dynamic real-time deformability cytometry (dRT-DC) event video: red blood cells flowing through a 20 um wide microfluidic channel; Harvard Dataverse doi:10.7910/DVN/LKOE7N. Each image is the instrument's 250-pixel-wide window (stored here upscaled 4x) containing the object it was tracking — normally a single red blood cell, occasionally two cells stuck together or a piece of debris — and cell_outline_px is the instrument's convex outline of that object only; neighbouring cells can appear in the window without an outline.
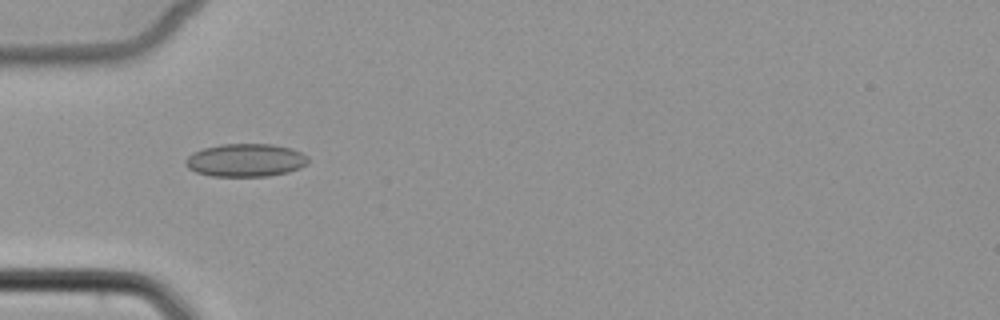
{"species": "common noctule bat (a hibernating species)", "species_latin": "Nyctalus noctula", "temperature_condition": "cold", "stored_images_in_passage": 3, "camera_frame_rate_fps": 3000, "um_per_image_px": 0.085, "animal": {"sex": "female", "body_mass_g": 22.7, "forearm_length_mm": 54.2}, "frame": {"image": 1, "passage_image": 3, "time_ms": 2.333, "image_size_px": [1000, 320], "cell_outline_px": [[308, 164], [300, 168], [288, 172], [268, 176], [212, 176], [196, 172], [188, 168], [184, 164], [184, 160], [192, 152], [204, 148], [220, 144], [272, 144], [292, 148], [308, 156]], "centroid_in_image_um": [20.87, 13.61], "position_along_channel_um": 64.1, "area_um2": 23.76}}